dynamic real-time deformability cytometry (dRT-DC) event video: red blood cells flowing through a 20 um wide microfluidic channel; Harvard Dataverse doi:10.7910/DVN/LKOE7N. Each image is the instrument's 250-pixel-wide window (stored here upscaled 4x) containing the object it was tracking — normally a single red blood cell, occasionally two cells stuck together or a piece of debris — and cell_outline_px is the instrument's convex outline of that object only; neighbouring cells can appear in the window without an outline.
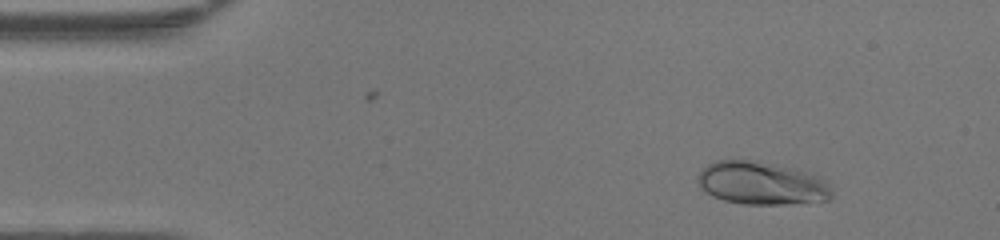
{"species": "human", "species_latin": "Homo sapiens", "temperature_condition": "warm", "stored_images_in_passage": 37, "camera_frame_rate_fps": 3000, "um_per_image_px": 0.085, "donor": {"sex": "female"}, "frame": {"image": 1, "passage_image": 5, "time_ms": 1.333, "image_size_px": [1000, 240], "cell_outline_px": [[832, 196], [828, 200], [788, 204], [744, 204], [724, 200], [712, 196], [704, 192], [700, 188], [696, 180], [700, 172], [708, 164], [716, 160], [760, 160], [808, 172], [820, 176], [828, 180], [832, 192]], "centroid_in_image_um": [64.75, 15.57], "position_along_channel_um": 20.3, "area_um2": 33.99}}
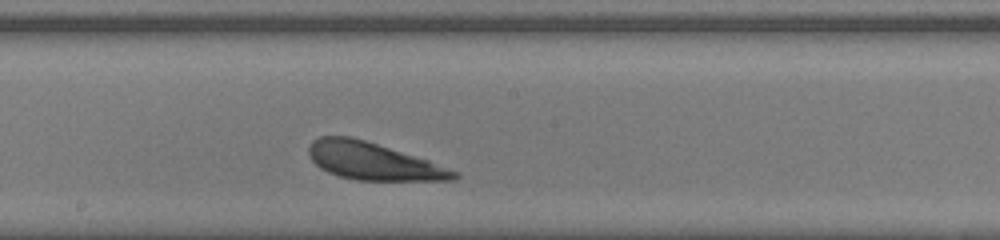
{"frame": {"image": 2, "passage_image": 25, "time_ms": 8.0, "image_size_px": [1000, 240], "cell_outline_px": [[460, 176], [456, 180], [356, 180], [340, 176], [328, 172], [320, 168], [308, 156], [308, 148], [312, 140], [320, 136], [348, 136], [364, 140], [428, 160], [460, 172]], "centroid_in_image_um": [31.71, 13.71], "position_along_channel_um": 216.5, "area_um2": 31.39}}
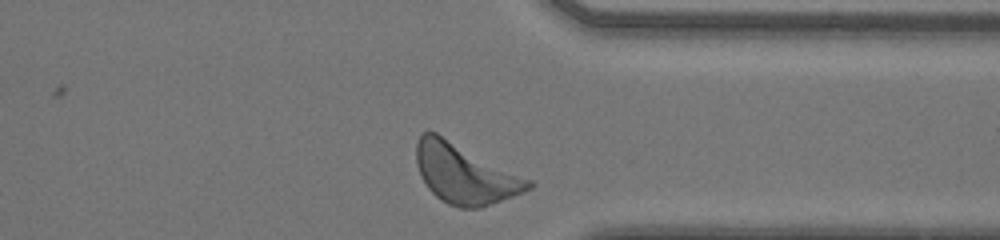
{"frame": {"image": 3, "passage_image": 37, "time_ms": 12.0, "image_size_px": [1000, 240], "cell_outline_px": [[536, 184], [532, 188], [492, 204], [480, 208], [460, 208], [448, 204], [440, 200], [428, 188], [420, 176], [416, 164], [416, 144], [420, 136], [424, 132], [436, 132], [532, 180]], "centroid_in_image_um": [39.51, 14.78], "position_along_channel_um": 371.9, "area_um2": 38.9}, "authors_computed_cell_mechanics": {"area_um2": 32.1946, "velocity_mm_per_s": 4.0105, "shape_relaxation_time_tau1_ms": null, "shape_relaxation_time_tau2_ms": 2.9885, "deformation_change_tau1": null, "deformation_change_tau2": 0.0908}}